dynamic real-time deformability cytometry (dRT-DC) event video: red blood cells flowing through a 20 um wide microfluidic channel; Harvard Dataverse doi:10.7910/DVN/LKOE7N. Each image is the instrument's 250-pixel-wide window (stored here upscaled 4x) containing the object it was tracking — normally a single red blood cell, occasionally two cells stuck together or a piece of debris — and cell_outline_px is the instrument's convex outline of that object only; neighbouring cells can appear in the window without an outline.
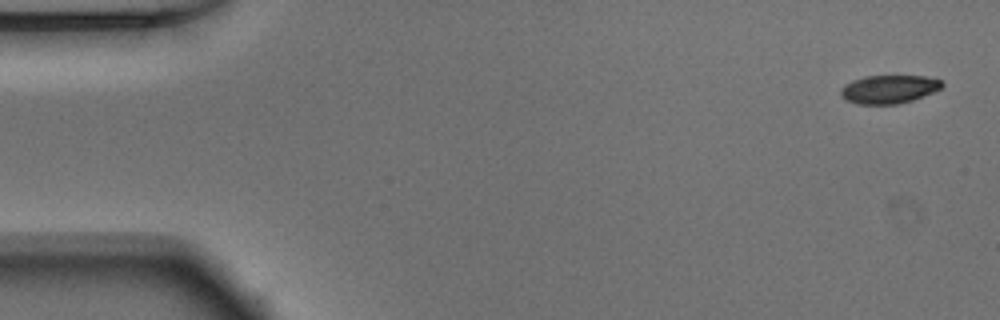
{"species": "Egyptian fruit bat (a non-hibernating species)", "species_latin": "Rousettus aegyptiacus", "temperature_condition": "warm", "stored_images_in_passage": 51, "camera_frame_rate_fps": 3000, "um_per_image_px": 0.085, "animal": {"sex": "male"}, "frame": {"image": 1, "passage_image": 1, "time_ms": 0.0, "image_size_px": [1000, 320], "cell_outline_px": [[944, 84], [940, 88], [932, 92], [912, 100], [896, 104], [860, 104], [848, 100], [840, 96], [840, 88], [844, 84], [852, 80], [864, 76], [924, 76], [940, 80]], "centroid_in_image_um": [75.51, 7.57], "position_along_channel_um": 9.5, "area_um2": 16.59}}
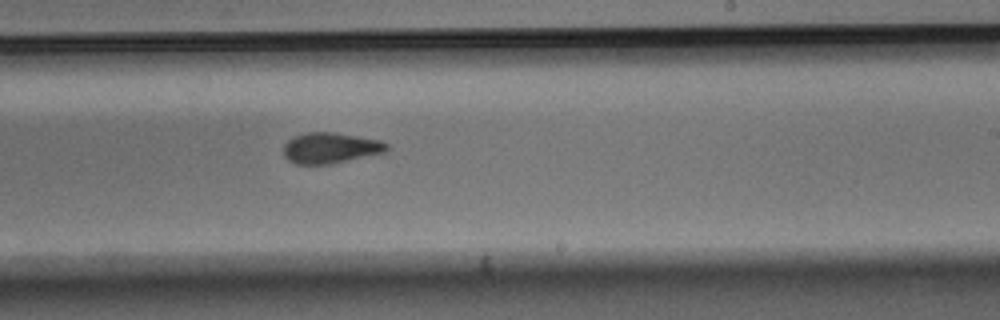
{"frame": {"image": 2, "passage_image": 30, "time_ms": 9.667, "image_size_px": [1000, 320], "cell_outline_px": [[388, 148], [384, 152], [328, 164], [296, 164], [288, 160], [284, 156], [284, 144], [292, 136], [308, 132], [332, 132], [380, 140], [388, 144]], "centroid_in_image_um": [28.03, 12.57], "position_along_channel_um": 261.0, "area_um2": 18.26}}
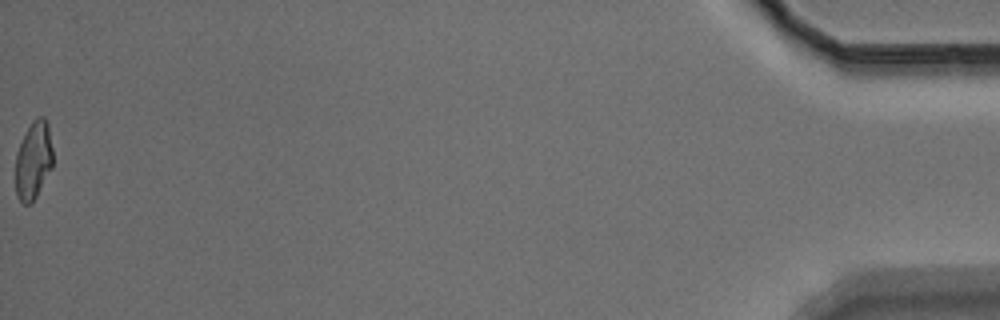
{"frame": {"image": 3, "passage_image": 51, "time_ms": 16.667, "image_size_px": [1000, 320], "cell_outline_px": [[52, 168], [32, 204], [24, 204], [16, 196], [16, 152], [32, 120], [36, 116], [44, 116], [48, 120], [52, 148]], "centroid_in_image_um": [2.85, 13.62], "position_along_channel_um": 432.3, "area_um2": 17.11}, "authors_computed_cell_mechanics": {"area_um2": 18.2648, "velocity_mm_per_s": 3.9053, "shape_relaxation_time_tau1_ms": 4.8712, "shape_relaxation_time_tau2_ms": 2.6975, "deformation_change_tau1": 0.1678, "deformation_change_tau2": 0.091}}